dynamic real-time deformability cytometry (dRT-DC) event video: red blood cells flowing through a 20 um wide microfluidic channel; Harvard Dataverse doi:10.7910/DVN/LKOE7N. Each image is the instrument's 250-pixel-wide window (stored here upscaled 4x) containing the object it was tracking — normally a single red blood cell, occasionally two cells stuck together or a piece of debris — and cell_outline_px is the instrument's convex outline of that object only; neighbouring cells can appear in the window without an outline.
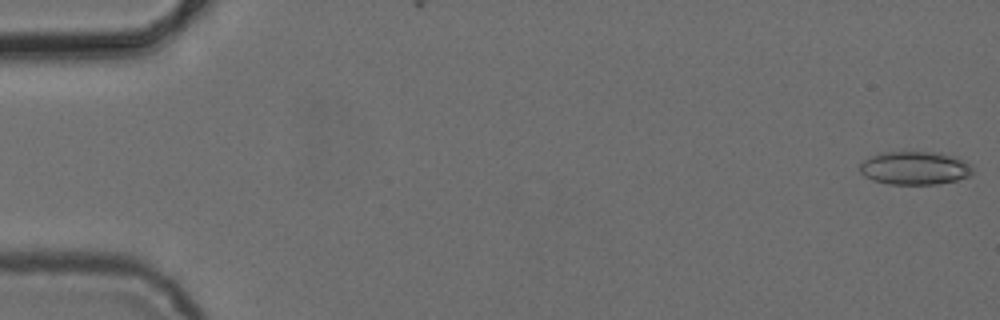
{"species": "common noctule bat (a hibernating species)", "species_latin": "Nyctalus noctula", "temperature_condition": "cold", "stored_images_in_passage": 6, "camera_frame_rate_fps": 3000, "um_per_image_px": 0.085, "animal": {"sex": "female", "body_mass_g": 24.6, "forearm_length_mm": 56.2}, "frame": {"image": 1, "passage_image": 1, "time_ms": 0.0, "image_size_px": [1000, 320], "cell_outline_px": [[972, 172], [968, 176], [956, 180], [936, 184], [888, 184], [872, 180], [864, 176], [860, 172], [860, 164], [864, 160], [880, 152], [940, 152], [956, 156], [964, 160], [972, 168]], "centroid_in_image_um": [77.74, 14.28], "position_along_channel_um": 7.3, "area_um2": 21.91}}
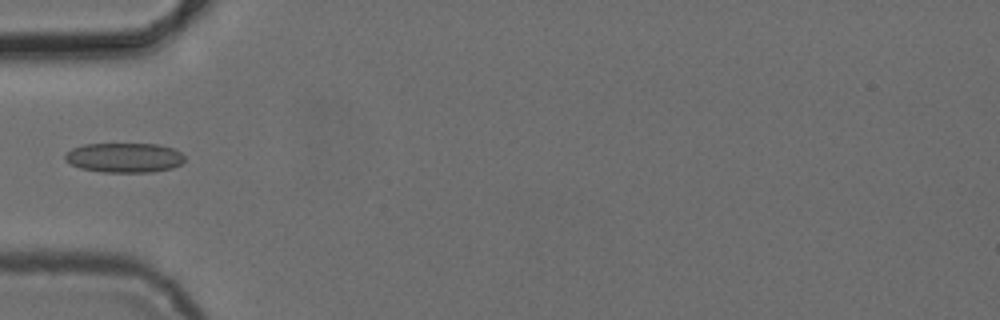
{"frame": {"image": 2, "passage_image": 6, "time_ms": 5.667, "image_size_px": [1000, 320], "cell_outline_px": [[184, 160], [180, 164], [172, 168], [152, 172], [104, 172], [80, 168], [64, 160], [64, 156], [72, 148], [84, 144], [156, 144], [172, 148], [180, 152], [184, 156]], "centroid_in_image_um": [10.56, 13.4], "position_along_channel_um": 74.4, "area_um2": 20.58}}